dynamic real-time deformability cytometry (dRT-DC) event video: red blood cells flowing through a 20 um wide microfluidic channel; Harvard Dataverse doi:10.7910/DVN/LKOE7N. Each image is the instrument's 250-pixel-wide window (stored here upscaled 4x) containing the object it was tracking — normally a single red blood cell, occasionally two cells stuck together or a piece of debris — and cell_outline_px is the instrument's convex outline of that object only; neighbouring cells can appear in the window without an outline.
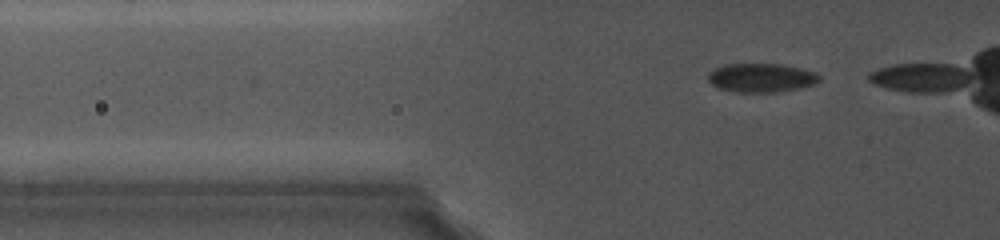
{"species": "common noctule bat (a hibernating species)", "species_latin": "Nyctalus noctula", "temperature_condition": "cold", "stored_images_in_passage": 7, "camera_frame_rate_fps": 5000, "um_per_image_px": 0.085, "animal": {"sex": "female", "body_mass_g": 19.0, "forearm_length_mm": 56.7}, "frame": {"image": 1, "passage_image": 3, "time_ms": 0.8, "image_size_px": [1000, 240], "cell_outline_px": [[820, 80], [816, 84], [800, 88], [776, 92], [736, 92], [720, 88], [712, 84], [708, 80], [708, 72], [724, 64], [780, 64], [800, 68], [816, 72], [820, 76]], "centroid_in_image_um": [64.73, 6.61], "position_along_channel_um": 61.1, "area_um2": 18.73}}